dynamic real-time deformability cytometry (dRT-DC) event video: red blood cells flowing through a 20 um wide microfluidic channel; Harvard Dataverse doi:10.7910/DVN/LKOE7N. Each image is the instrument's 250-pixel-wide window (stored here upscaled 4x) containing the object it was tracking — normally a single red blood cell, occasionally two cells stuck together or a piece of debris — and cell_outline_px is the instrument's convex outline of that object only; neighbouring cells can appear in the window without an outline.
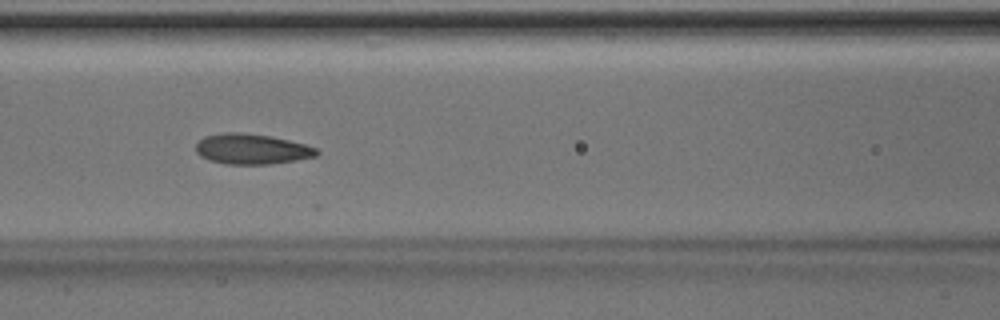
{"species": "Egyptian fruit bat (a non-hibernating species)", "species_latin": "Rousettus aegyptiacus", "temperature_condition": "room temperature", "stored_images_in_passage": 33, "camera_frame_rate_fps": 3000, "um_per_image_px": 0.085, "animal": {"sex": "male"}, "frame": {"image": 1, "passage_image": 6, "time_ms": 1.667, "image_size_px": [1000, 320], "cell_outline_px": [[320, 152], [316, 156], [296, 160], [268, 164], [228, 164], [208, 160], [200, 156], [196, 152], [196, 144], [204, 136], [224, 132], [244, 132], [272, 136], [304, 144], [316, 148]], "centroid_in_image_um": [21.38, 12.66], "position_along_channel_um": 145.2, "area_um2": 21.44}}
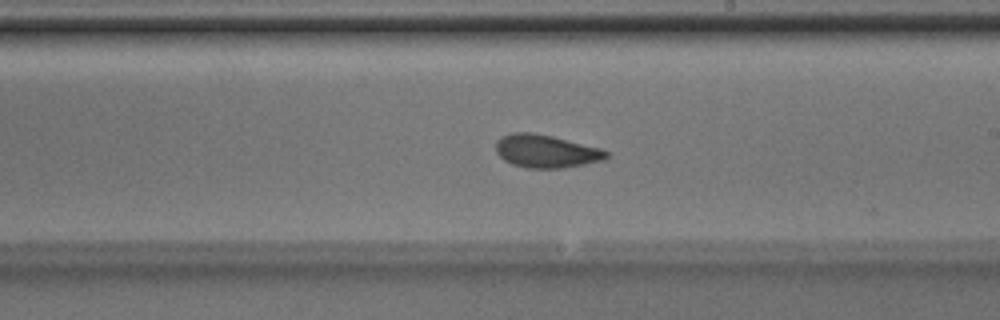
{"frame": {"image": 2, "passage_image": 13, "time_ms": 4.0, "image_size_px": [1000, 320], "cell_outline_px": [[612, 156], [604, 160], [584, 164], [560, 168], [528, 168], [512, 164], [504, 160], [496, 152], [496, 140], [500, 136], [512, 132], [532, 132], [552, 136], [600, 148], [608, 152]], "centroid_in_image_um": [46.4, 12.84], "position_along_channel_um": 242.6, "area_um2": 21.33}}
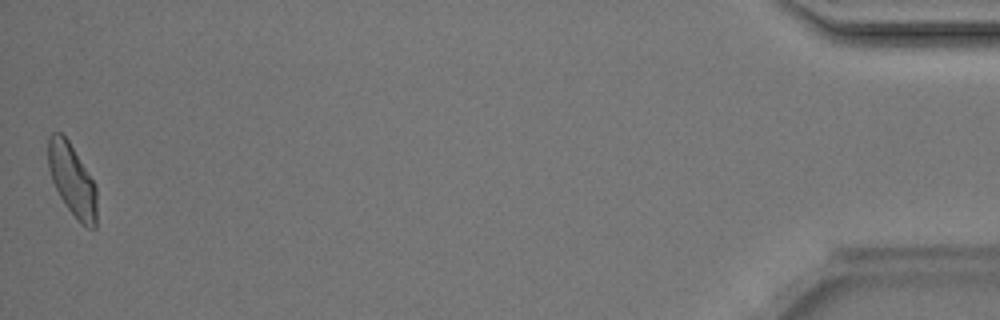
{"frame": {"image": 3, "passage_image": 33, "time_ms": 10.667, "image_size_px": [1000, 320], "cell_outline_px": [[96, 228], [88, 228], [80, 224], [68, 208], [60, 196], [52, 180], [48, 164], [48, 136], [52, 132], [60, 132], [68, 140], [96, 184]], "centroid_in_image_um": [6.14, 15.3], "position_along_channel_um": 429.1, "area_um2": 20.35}}